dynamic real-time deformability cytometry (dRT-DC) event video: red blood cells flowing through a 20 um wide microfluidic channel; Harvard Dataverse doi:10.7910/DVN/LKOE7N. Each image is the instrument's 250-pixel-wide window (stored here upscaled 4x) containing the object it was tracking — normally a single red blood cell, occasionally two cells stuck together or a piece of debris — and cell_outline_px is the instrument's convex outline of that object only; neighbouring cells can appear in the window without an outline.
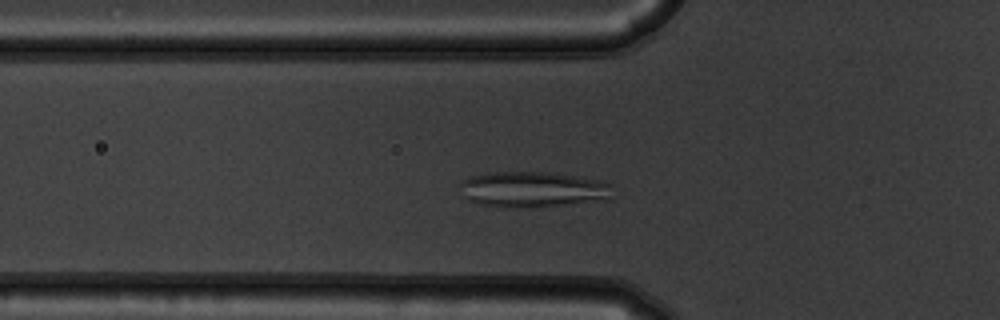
{"species": "common noctule bat (a hibernating species)", "species_latin": "Nyctalus noctula", "temperature_condition": "warm", "stored_images_in_passage": 48, "camera_frame_rate_fps": 3000, "um_per_image_px": 0.085, "animal": {"sex": "male", "body_mass_g": 19.5, "forearm_length_mm": 54.6}, "frame": {"image": 1, "passage_image": 12, "time_ms": 3.667, "image_size_px": [1000, 320], "cell_outline_px": [[608, 200], [528, 208], [508, 208], [480, 204], [468, 200], [460, 196], [460, 180], [468, 176], [484, 172], [552, 172], [596, 180], [608, 184]], "centroid_in_image_um": [45.12, 16.1], "position_along_channel_um": 80.7, "area_um2": 31.96}}
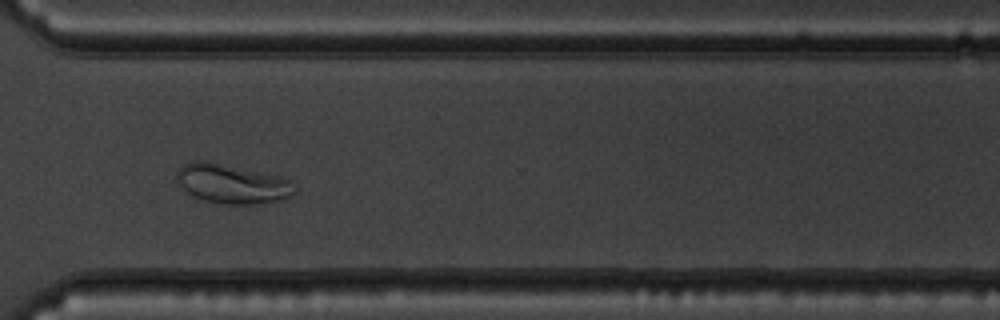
{"frame": {"image": 2, "passage_image": 34, "time_ms": 11.0, "image_size_px": [1000, 320], "cell_outline_px": [[296, 192], [292, 196], [284, 200], [256, 204], [220, 204], [196, 200], [184, 192], [176, 180], [176, 172], [184, 164], [196, 160], [204, 160], [280, 176], [292, 180], [296, 188]], "centroid_in_image_um": [19.71, 15.65], "position_along_channel_um": 350.9, "area_um2": 27.74}}
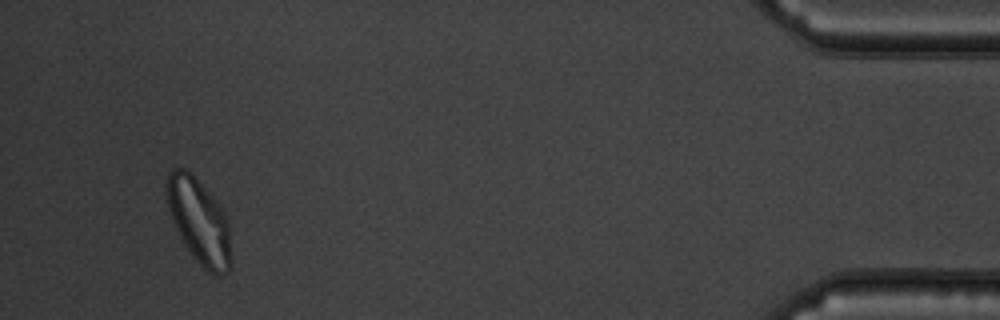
{"frame": {"image": 3, "passage_image": 45, "time_ms": 14.667, "image_size_px": [1000, 320], "cell_outline_px": [[232, 268], [228, 272], [220, 276], [216, 276], [208, 272], [196, 260], [180, 236], [172, 220], [168, 204], [164, 184], [168, 172], [172, 168], [184, 168], [212, 196], [228, 220], [232, 256]], "centroid_in_image_um": [16.94, 18.85], "position_along_channel_um": 418.3, "area_um2": 31.73}}